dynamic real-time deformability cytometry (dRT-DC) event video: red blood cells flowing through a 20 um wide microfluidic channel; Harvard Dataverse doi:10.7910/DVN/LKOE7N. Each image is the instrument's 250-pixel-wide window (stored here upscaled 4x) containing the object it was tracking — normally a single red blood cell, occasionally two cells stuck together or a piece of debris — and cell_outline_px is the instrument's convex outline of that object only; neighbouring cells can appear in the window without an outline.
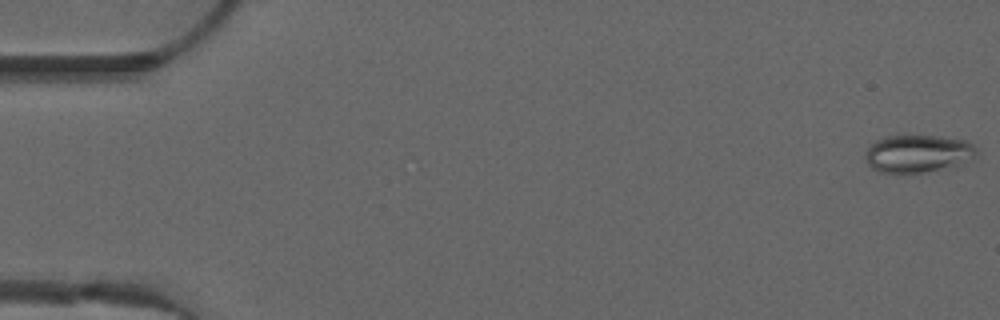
{"species": "common noctule bat (a hibernating species)", "species_latin": "Nyctalus noctula", "temperature_condition": "warm", "stored_images_in_passage": 9, "camera_frame_rate_fps": 3000, "um_per_image_px": 0.085, "animal": {"sex": "male", "forearm_length_mm": 52.5}, "frame": {"image": 1, "passage_image": 1, "time_ms": 0.0, "image_size_px": [1000, 320], "cell_outline_px": [[976, 156], [960, 164], [948, 168], [924, 172], [880, 172], [872, 168], [868, 164], [864, 156], [864, 152], [876, 140], [884, 136], [940, 136], [964, 140], [972, 144], [976, 148]], "centroid_in_image_um": [78.0, 13.05], "position_along_channel_um": 7.0, "area_um2": 24.28}}